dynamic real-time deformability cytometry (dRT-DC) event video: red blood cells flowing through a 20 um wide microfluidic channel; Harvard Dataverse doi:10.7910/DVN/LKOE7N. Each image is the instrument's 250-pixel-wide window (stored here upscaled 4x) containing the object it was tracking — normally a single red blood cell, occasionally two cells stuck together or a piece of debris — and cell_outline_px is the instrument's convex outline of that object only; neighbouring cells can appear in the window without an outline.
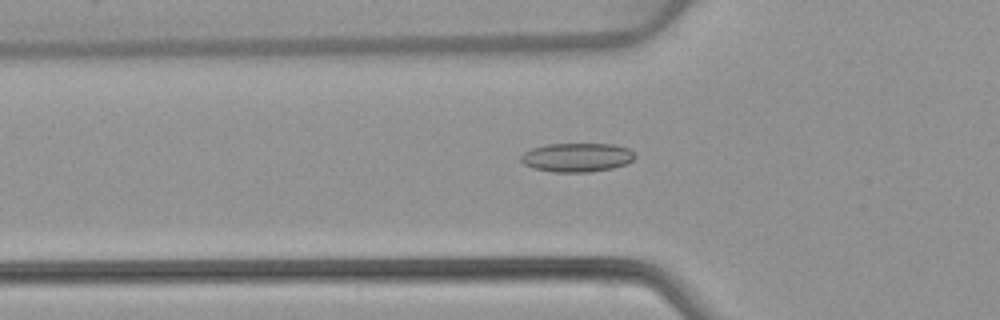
{"species": "common noctule bat (a hibernating species)", "species_latin": "Nyctalus noctula", "temperature_condition": "warm", "stored_images_in_passage": 29, "camera_frame_rate_fps": 3000, "um_per_image_px": 0.085, "animal": {"sex": "female", "body_mass_g": 22.7, "forearm_length_mm": 54.2}, "frame": {"image": 1, "passage_image": 2, "time_ms": 0.333, "image_size_px": [1000, 320], "cell_outline_px": [[636, 156], [628, 164], [612, 168], [588, 172], [552, 172], [532, 168], [524, 164], [520, 160], [520, 156], [524, 152], [532, 148], [548, 144], [612, 144], [628, 148]], "centroid_in_image_um": [49.02, 13.38], "position_along_channel_um": 76.8, "area_um2": 19.25}}
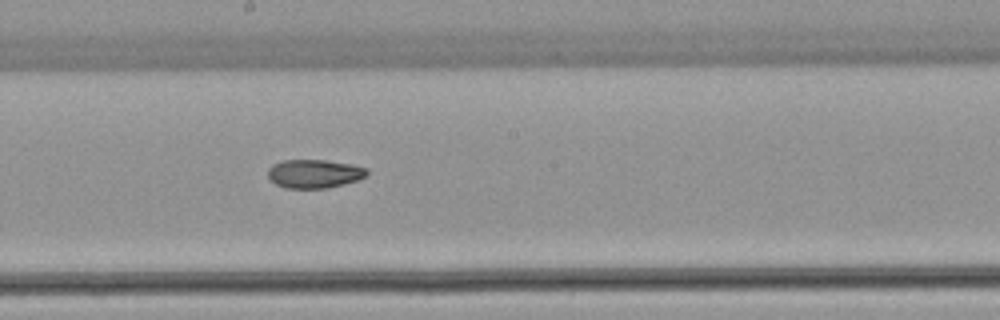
{"frame": {"image": 2, "passage_image": 13, "time_ms": 4.0, "image_size_px": [1000, 320], "cell_outline_px": [[368, 172], [364, 176], [356, 180], [344, 184], [328, 188], [284, 188], [276, 184], [268, 176], [268, 168], [272, 164], [284, 160], [324, 160], [352, 164], [368, 168]], "centroid_in_image_um": [26.7, 14.76], "position_along_channel_um": 221.5, "area_um2": 16.47}}
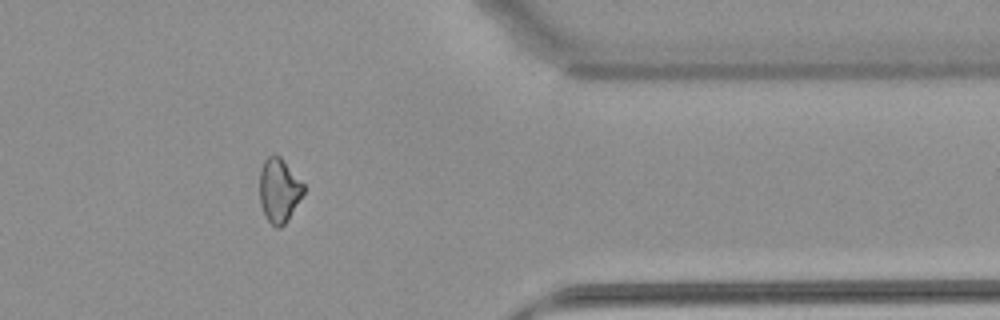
{"frame": {"image": 3, "passage_image": 27, "time_ms": 8.667, "image_size_px": [1000, 320], "cell_outline_px": [[304, 192], [288, 220], [280, 228], [276, 228], [268, 220], [260, 204], [260, 168], [264, 160], [268, 156], [280, 156], [304, 184]], "centroid_in_image_um": [23.71, 16.18], "position_along_channel_um": 387.7, "area_um2": 16.24}, "authors_computed_cell_mechanics": {"area_um2": 16.8198, "velocity_mm_per_s": 3.9258, "shape_relaxation_time_tau1_ms": null, "shape_relaxation_time_tau2_ms": 7.985, "deformation_change_tau1": null, "deformation_change_tau2": 0.1497}}